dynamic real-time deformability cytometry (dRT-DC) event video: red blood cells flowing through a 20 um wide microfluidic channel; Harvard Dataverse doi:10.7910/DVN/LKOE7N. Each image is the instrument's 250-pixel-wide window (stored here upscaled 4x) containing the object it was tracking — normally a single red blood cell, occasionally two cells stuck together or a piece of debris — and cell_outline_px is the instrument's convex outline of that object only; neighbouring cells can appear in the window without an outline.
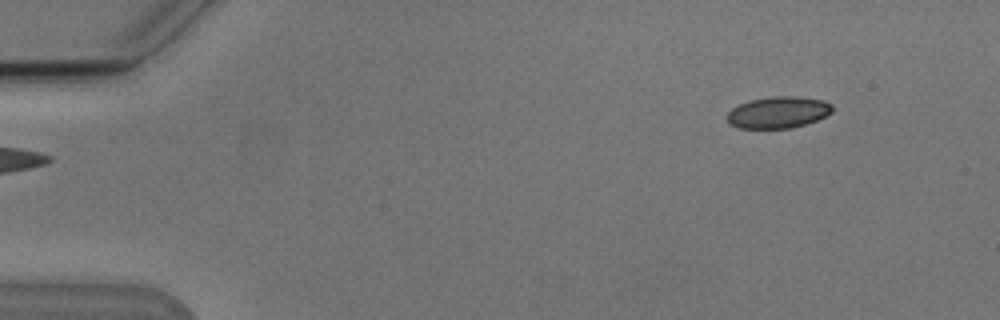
{"species": "Egyptian fruit bat (a non-hibernating species)", "species_latin": "Rousettus aegyptiacus", "temperature_condition": "cold", "stored_images_in_passage": 2, "camera_frame_rate_fps": 3000, "um_per_image_px": 0.085, "animal": {"sex": "male"}, "frame": {"image": 1, "passage_image": 2, "time_ms": 1.0, "image_size_px": [1000, 320], "cell_outline_px": [[832, 112], [816, 120], [804, 124], [788, 128], [740, 128], [728, 124], [728, 112], [732, 108], [748, 100], [772, 96], [792, 96], [824, 100], [832, 104]], "centroid_in_image_um": [66.13, 9.54], "position_along_channel_um": 18.9, "area_um2": 19.25}}